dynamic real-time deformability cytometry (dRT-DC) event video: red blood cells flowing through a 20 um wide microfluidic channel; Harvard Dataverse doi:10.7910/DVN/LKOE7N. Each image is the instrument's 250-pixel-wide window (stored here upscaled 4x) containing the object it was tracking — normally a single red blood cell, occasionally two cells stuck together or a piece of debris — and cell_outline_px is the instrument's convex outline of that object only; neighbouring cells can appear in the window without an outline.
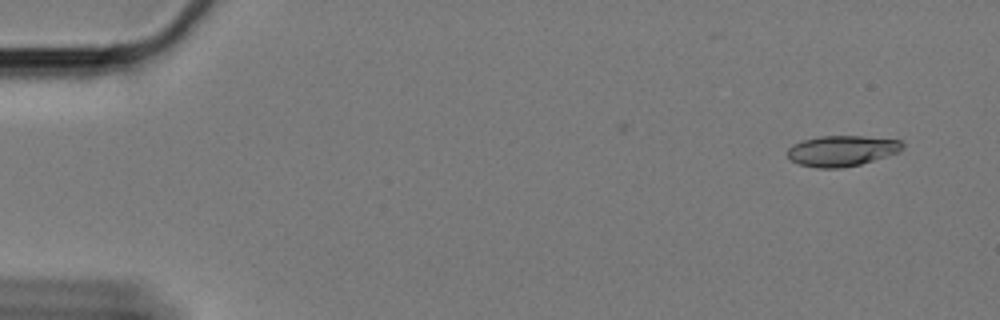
{"species": "Egyptian fruit bat (a non-hibernating species)", "species_latin": "Rousettus aegyptiacus", "temperature_condition": "cold", "stored_images_in_passage": 57, "camera_frame_rate_fps": 3000, "um_per_image_px": 0.085, "animal": {"sex": "female"}, "frame": {"image": 1, "passage_image": 4, "time_ms": 1.0, "image_size_px": [1000, 320], "cell_outline_px": [[904, 148], [896, 152], [860, 164], [840, 168], [816, 168], [800, 164], [792, 160], [788, 156], [788, 148], [792, 144], [804, 140], [820, 136], [864, 136], [900, 140], [904, 144]], "centroid_in_image_um": [71.53, 12.81], "position_along_channel_um": 13.5, "area_um2": 20.29}}
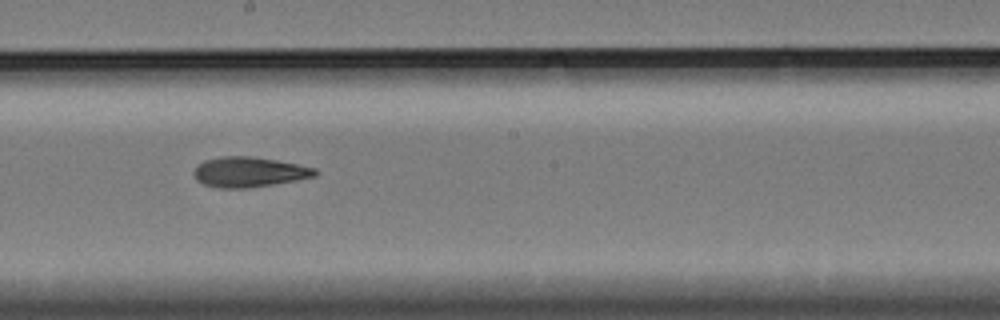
{"frame": {"image": 2, "passage_image": 34, "time_ms": 11.0, "image_size_px": [1000, 320], "cell_outline_px": [[320, 172], [316, 176], [296, 180], [248, 188], [216, 188], [204, 184], [196, 180], [192, 172], [204, 160], [224, 156], [252, 156], [276, 160], [316, 168]], "centroid_in_image_um": [21.17, 14.62], "position_along_channel_um": 227.0, "area_um2": 21.27}}
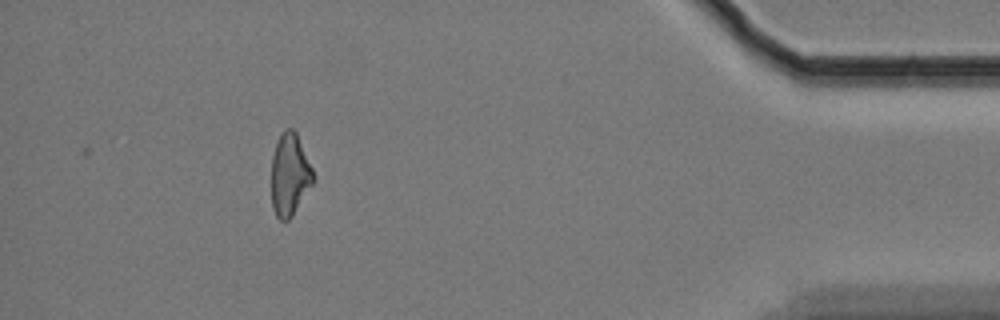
{"frame": {"image": 3, "passage_image": 55, "time_ms": 18.0, "image_size_px": [1000, 320], "cell_outline_px": [[312, 184], [292, 216], [288, 220], [280, 220], [276, 216], [272, 208], [272, 156], [280, 132], [284, 128], [292, 128], [296, 132], [312, 168]], "centroid_in_image_um": [24.6, 14.83], "position_along_channel_um": 410.6, "area_um2": 19.77}, "authors_computed_cell_mechanics": {"area_um2": 20.7502, "velocity_mm_per_s": 3.3434, "shape_relaxation_time_tau1_ms": null, "shape_relaxation_time_tau2_ms": 7.2805, "deformation_change_tau1": null, "deformation_change_tau2": 0.1636}}